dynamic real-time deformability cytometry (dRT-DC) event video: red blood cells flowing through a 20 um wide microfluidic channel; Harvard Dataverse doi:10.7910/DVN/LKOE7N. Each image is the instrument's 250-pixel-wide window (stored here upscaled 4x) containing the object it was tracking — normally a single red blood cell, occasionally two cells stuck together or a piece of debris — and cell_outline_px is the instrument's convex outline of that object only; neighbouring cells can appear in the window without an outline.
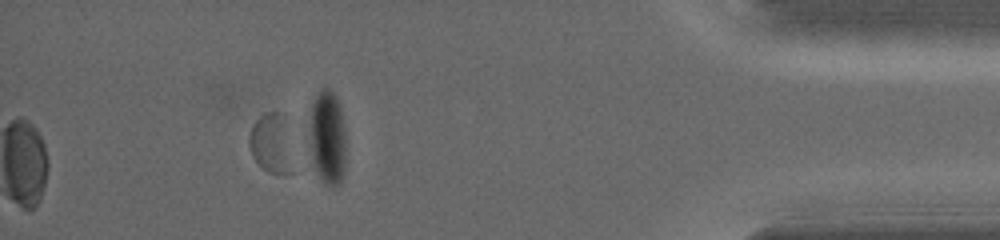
{"species": "common noctule bat (a hibernating species)", "species_latin": "Nyctalus noctula", "temperature_condition": "warm", "stored_images_in_passage": 29, "segment_of_instrument_passage": [2, 2], "camera_frame_rate_fps": 5000, "um_per_image_px": 0.085, "animal": {"sex": "female", "body_mass_g": 19.0, "forearm_length_mm": 56.7}, "frame": {"image": 1, "passage_image": 29, "time_ms": 13.8, "image_size_px": [1000, 240], "cell_outline_px": [[288, 172], [268, 172], [252, 156], [248, 144], [248, 136], [252, 124], [260, 116], [268, 112], [280, 112]], "centroid_in_image_um": [22.83, 12.13], "position_along_channel_um": 412.4, "area_um2": 12.95}}